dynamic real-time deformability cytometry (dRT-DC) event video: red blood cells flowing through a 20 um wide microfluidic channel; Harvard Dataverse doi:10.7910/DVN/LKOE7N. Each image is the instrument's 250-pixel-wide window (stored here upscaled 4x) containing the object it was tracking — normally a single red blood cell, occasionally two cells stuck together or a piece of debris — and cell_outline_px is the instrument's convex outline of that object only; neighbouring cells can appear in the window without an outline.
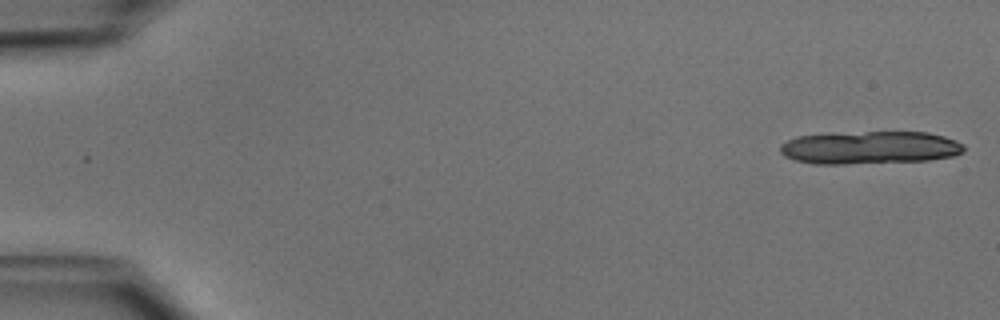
{"species": "common noctule bat (a hibernating species)", "species_latin": "Nyctalus noctula", "temperature_condition": "cold", "stored_images_in_passage": 14, "camera_frame_rate_fps": 3000, "um_per_image_px": 0.085, "animal": {"sex": "male", "body_mass_g": 15.6}, "frame": {"image": 1, "passage_image": 1, "time_ms": 0.0, "image_size_px": [1000, 320], "cell_outline_px": [[964, 152], [956, 156], [928, 160], [844, 164], [816, 164], [796, 160], [784, 156], [780, 152], [780, 144], [796, 136], [868, 132], [928, 132], [944, 136], [956, 140], [964, 144]], "centroid_in_image_um": [73.98, 12.55], "position_along_channel_um": 11.0, "area_um2": 35.14}}